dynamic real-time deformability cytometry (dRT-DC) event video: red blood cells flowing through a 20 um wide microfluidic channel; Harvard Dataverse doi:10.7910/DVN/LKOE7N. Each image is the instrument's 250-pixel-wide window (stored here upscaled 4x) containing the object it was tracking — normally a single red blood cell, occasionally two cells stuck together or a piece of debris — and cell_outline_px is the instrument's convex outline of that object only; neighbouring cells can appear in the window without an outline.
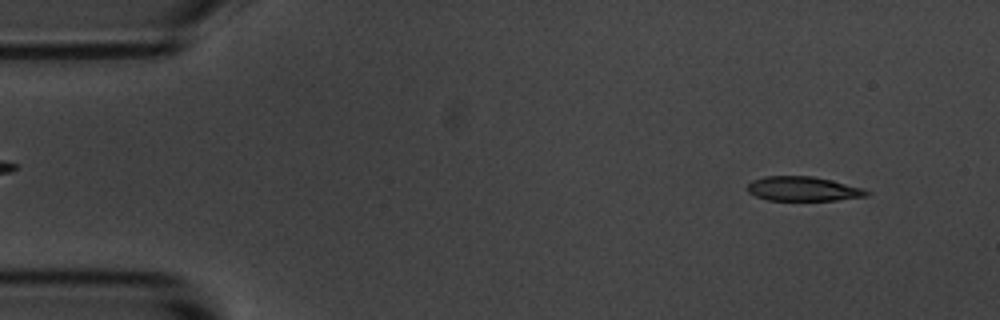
{"species": "common noctule bat (a hibernating species)", "species_latin": "Nyctalus noctula", "temperature_condition": "room temperature", "stored_images_in_passage": 51, "camera_frame_rate_fps": 3000, "um_per_image_px": 0.085, "animal": {"sex": "male", "body_mass_g": 20.1, "forearm_length_mm": 53.5}, "frame": {"image": 1, "passage_image": 1, "time_ms": 0.0, "image_size_px": [1000, 320], "cell_outline_px": [[868, 196], [836, 200], [768, 200], [756, 196], [748, 192], [748, 184], [752, 180], [764, 176], [812, 176], [832, 180], [864, 188], [868, 192]], "centroid_in_image_um": [68.26, 16.04], "position_along_channel_um": 16.7, "area_um2": 16.94}}
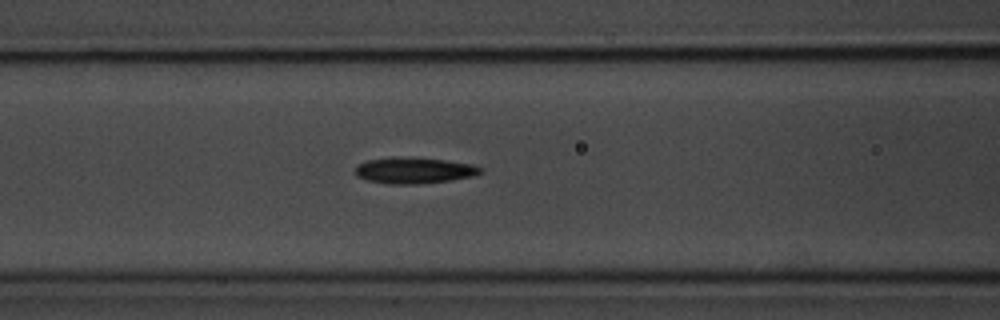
{"frame": {"image": 2, "passage_image": 18, "time_ms": 5.667, "image_size_px": [1000, 320], "cell_outline_px": [[480, 172], [472, 176], [452, 180], [416, 184], [388, 184], [368, 180], [356, 176], [356, 164], [368, 160], [444, 160], [468, 164], [480, 168]], "centroid_in_image_um": [35.16, 14.55], "position_along_channel_um": 131.4, "area_um2": 17.69}}
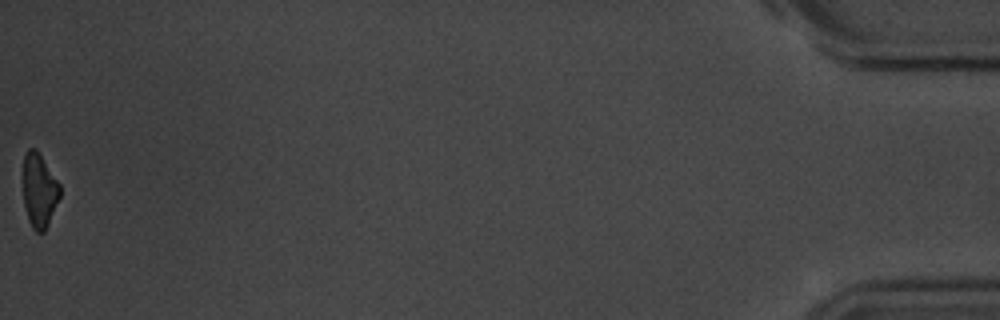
{"frame": {"image": 3, "passage_image": 51, "time_ms": 16.667, "image_size_px": [1000, 320], "cell_outline_px": [[60, 196], [48, 224], [44, 232], [36, 232], [32, 228], [28, 220], [24, 204], [20, 172], [24, 156], [28, 148], [36, 148], [60, 184]], "centroid_in_image_um": [3.28, 16.15], "position_along_channel_um": 431.9, "area_um2": 16.42}, "authors_computed_cell_mechanics": {"area_um2": 18.0914, "velocity_mm_per_s": 3.6408, "shape_relaxation_time_tau1_ms": 3.0319, "shape_relaxation_time_tau2_ms": 8.8045, "deformation_change_tau1": 0.1102, "deformation_change_tau2": 0.1938}}